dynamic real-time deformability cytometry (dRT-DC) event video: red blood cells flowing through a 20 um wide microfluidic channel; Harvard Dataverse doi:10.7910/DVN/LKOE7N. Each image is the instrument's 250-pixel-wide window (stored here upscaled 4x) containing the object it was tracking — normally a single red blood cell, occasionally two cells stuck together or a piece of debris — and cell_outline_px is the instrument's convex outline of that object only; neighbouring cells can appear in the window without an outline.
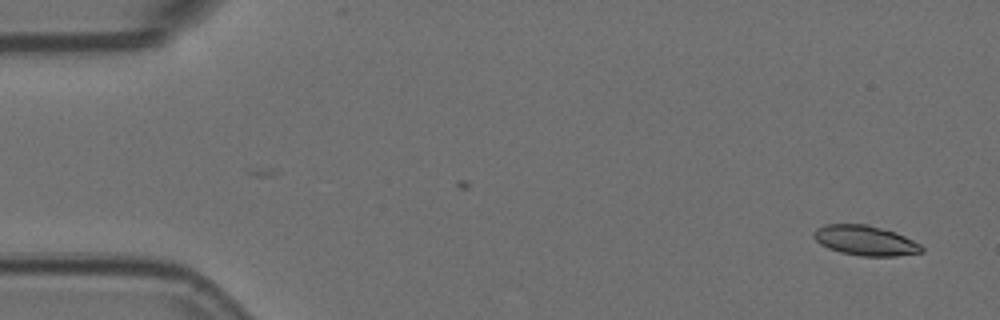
{"species": "Egyptian fruit bat (a non-hibernating species)", "species_latin": "Rousettus aegyptiacus", "temperature_condition": "room temperature", "stored_images_in_passage": 3, "camera_frame_rate_fps": 3000, "um_per_image_px": 0.085, "animal": {"sex": "female"}, "frame": {"image": 1, "passage_image": 3, "time_ms": 0.667, "image_size_px": [1000, 320], "cell_outline_px": [[924, 252], [896, 256], [860, 256], [840, 252], [828, 248], [820, 244], [812, 236], [812, 232], [816, 228], [824, 224], [868, 224], [896, 232], [920, 244], [924, 248]], "centroid_in_image_um": [73.53, 20.44], "position_along_channel_um": 11.5, "area_um2": 19.02}}